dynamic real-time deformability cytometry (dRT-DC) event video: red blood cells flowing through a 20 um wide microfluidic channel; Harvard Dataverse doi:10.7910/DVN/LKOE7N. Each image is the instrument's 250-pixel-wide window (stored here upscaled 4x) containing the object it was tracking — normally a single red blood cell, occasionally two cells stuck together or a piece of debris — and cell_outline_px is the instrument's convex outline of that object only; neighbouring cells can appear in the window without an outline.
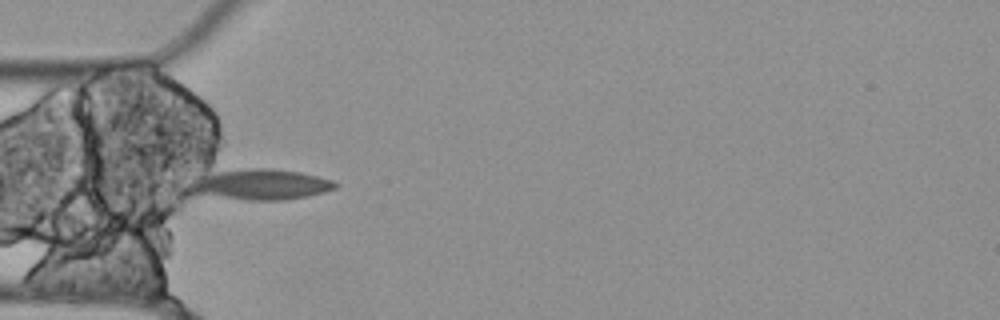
{"species": "Egyptian fruit bat (a non-hibernating species)", "species_latin": "Rousettus aegyptiacus", "temperature_condition": "cold", "stored_images_in_passage": 33, "camera_frame_rate_fps": 3000, "um_per_image_px": 0.085, "animal": {"sex": "female"}, "frame": {"image": 1, "passage_image": 1, "time_ms": 0.0, "image_size_px": [1000, 320], "cell_outline_px": [[340, 184], [336, 188], [324, 192], [308, 196], [284, 200], [248, 200], [196, 192], [192, 180], [200, 176], [220, 172], [244, 168], [268, 168], [300, 172], [332, 180]], "centroid_in_image_um": [22.32, 15.67], "position_along_channel_um": 62.7, "area_um2": 25.09}, "authors_computed_cell_mechanics": {"area_um2": 19.363, "velocity_mm_per_s": 3.532, "shape_relaxation_time_tau1_ms": null, "shape_relaxation_time_tau2_ms": 3.6728, "deformation_change_tau1": null, "deformation_change_tau2": 0.0756}}